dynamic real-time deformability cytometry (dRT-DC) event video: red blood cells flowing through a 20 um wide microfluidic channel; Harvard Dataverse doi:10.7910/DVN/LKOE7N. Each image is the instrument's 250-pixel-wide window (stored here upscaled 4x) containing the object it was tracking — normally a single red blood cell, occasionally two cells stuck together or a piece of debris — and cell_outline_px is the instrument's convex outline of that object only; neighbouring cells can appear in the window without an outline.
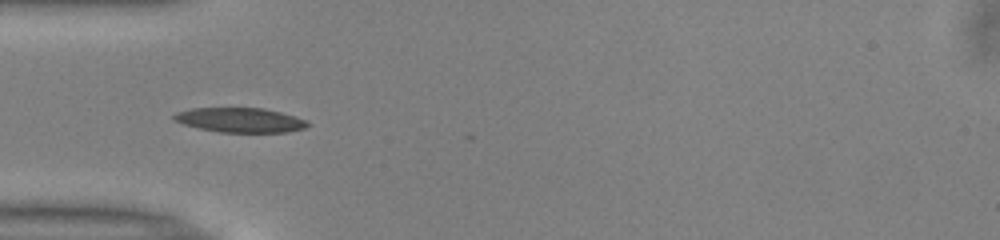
{"species": "common noctule bat (a hibernating species)", "species_latin": "Nyctalus noctula", "temperature_condition": "warm", "stored_images_in_passage": 3, "camera_frame_rate_fps": 3000, "um_per_image_px": 0.085, "animal": {"sex": "male", "body_mass_g": 13.0, "forearm_length_mm": 53.1}, "frame": {"image": 1, "passage_image": 1, "time_ms": 0.0, "image_size_px": [1000, 240], "cell_outline_px": [[312, 124], [304, 128], [288, 132], [220, 132], [200, 128], [184, 124], [172, 120], [172, 116], [176, 112], [192, 108], [264, 108], [296, 116], [308, 120]], "centroid_in_image_um": [20.44, 10.2], "position_along_channel_um": 64.6, "area_um2": 19.25}}